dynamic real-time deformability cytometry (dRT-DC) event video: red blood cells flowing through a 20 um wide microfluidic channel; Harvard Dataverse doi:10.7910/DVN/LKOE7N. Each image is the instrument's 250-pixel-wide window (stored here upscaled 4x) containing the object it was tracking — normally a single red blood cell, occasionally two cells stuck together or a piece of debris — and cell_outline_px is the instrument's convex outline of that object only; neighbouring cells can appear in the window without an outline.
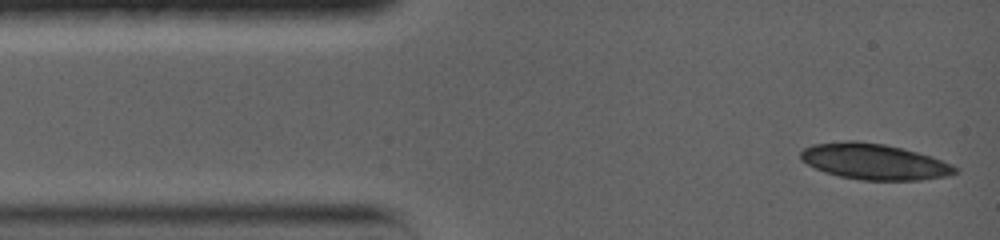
{"species": "common noctule bat (a hibernating species)", "species_latin": "Nyctalus noctula", "temperature_condition": "warm", "stored_images_in_passage": 4, "camera_frame_rate_fps": 5000, "um_per_image_px": 0.085, "animal": {"sex": "female", "body_mass_g": 19.0, "forearm_length_mm": 56.7}, "frame": {"image": 1, "passage_image": 1, "time_ms": 0.0, "image_size_px": [1000, 240], "cell_outline_px": [[956, 172], [948, 176], [920, 180], [860, 180], [840, 176], [824, 172], [800, 160], [800, 152], [804, 148], [812, 144], [848, 140], [856, 140], [884, 144], [932, 156], [952, 164], [956, 168]], "centroid_in_image_um": [74.28, 13.73], "position_along_channel_um": 10.7, "area_um2": 32.25}}